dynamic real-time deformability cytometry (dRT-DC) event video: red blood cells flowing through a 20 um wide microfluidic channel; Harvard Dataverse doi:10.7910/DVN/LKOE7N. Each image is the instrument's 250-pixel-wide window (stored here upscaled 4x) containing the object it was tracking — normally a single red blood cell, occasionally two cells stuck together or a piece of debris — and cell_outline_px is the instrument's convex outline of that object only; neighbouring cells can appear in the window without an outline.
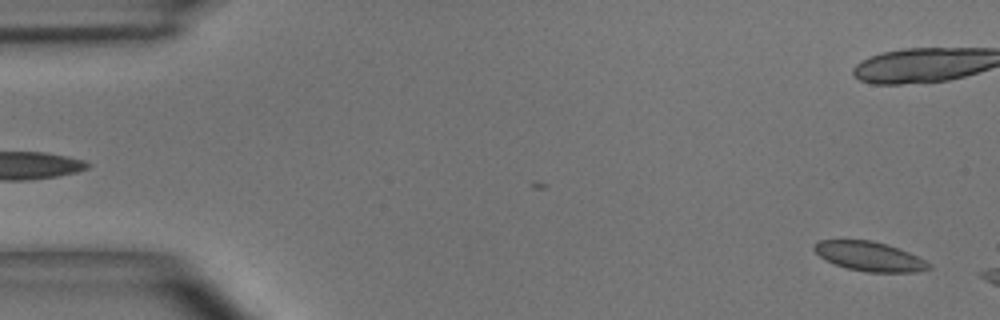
{"species": "common noctule bat (a hibernating species)", "species_latin": "Nyctalus noctula", "temperature_condition": "room temperature", "stored_images_in_passage": 7, "camera_frame_rate_fps": 3000, "um_per_image_px": 0.085, "animal": {"sex": "male", "body_mass_g": 15.6}, "frame": {"image": 1, "passage_image": 1, "time_ms": 0.0, "image_size_px": [1000, 320], "cell_outline_px": [[932, 268], [916, 272], [868, 272], [848, 268], [824, 260], [812, 248], [812, 244], [820, 240], [872, 240], [888, 244], [908, 252], [932, 264]], "centroid_in_image_um": [73.9, 21.78], "position_along_channel_um": 11.1, "area_um2": 19.65}}